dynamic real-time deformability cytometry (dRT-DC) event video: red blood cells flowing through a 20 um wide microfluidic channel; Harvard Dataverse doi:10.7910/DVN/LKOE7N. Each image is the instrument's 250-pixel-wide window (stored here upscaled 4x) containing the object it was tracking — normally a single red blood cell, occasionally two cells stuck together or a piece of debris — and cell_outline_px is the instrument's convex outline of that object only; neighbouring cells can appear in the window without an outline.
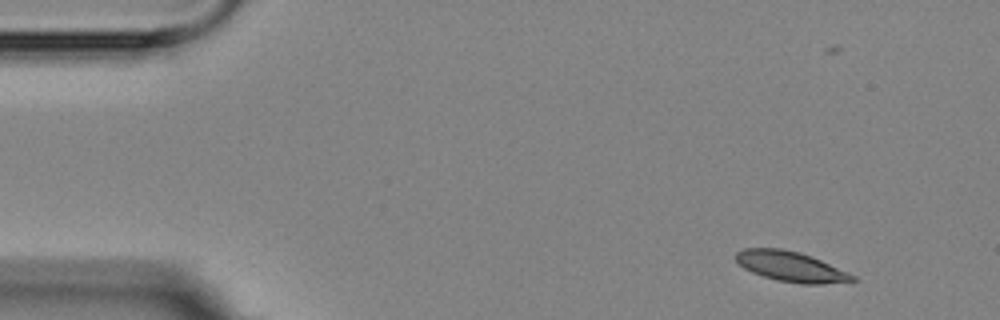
{"species": "Egyptian fruit bat (a non-hibernating species)", "species_latin": "Rousettus aegyptiacus", "temperature_condition": "room temperature", "stored_images_in_passage": 5, "segment_of_instrument_passage": [1, 2], "camera_frame_rate_fps": 3000, "um_per_image_px": 0.085, "animal": {"sex": "female"}, "frame": {"image": 1, "passage_image": 1, "time_ms": 0.0, "image_size_px": [1000, 320], "cell_outline_px": [[856, 280], [820, 284], [800, 284], [776, 280], [752, 272], [744, 268], [736, 260], [736, 252], [744, 248], [780, 248], [800, 252], [812, 256], [856, 276]], "centroid_in_image_um": [67.21, 22.65], "position_along_channel_um": 17.8, "area_um2": 20.35}}